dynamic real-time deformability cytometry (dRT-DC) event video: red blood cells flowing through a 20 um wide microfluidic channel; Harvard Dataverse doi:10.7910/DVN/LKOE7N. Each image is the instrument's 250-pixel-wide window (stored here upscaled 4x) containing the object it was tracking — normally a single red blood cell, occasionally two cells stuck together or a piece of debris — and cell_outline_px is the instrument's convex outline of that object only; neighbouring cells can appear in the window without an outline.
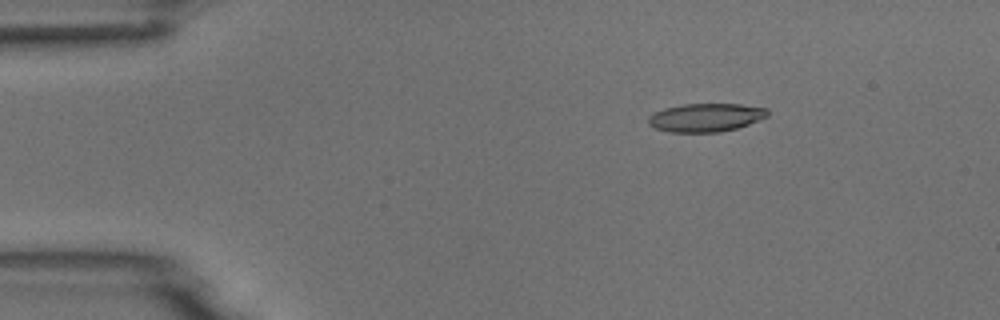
{"species": "common noctule bat (a hibernating species)", "species_latin": "Nyctalus noctula", "temperature_condition": "room temperature", "stored_images_in_passage": 4, "camera_frame_rate_fps": 3000, "um_per_image_px": 0.085, "animal": {"sex": "male", "body_mass_g": 18.8}, "frame": {"image": 1, "passage_image": 2, "time_ms": 1.333, "image_size_px": [1000, 320], "cell_outline_px": [[768, 116], [748, 124], [736, 128], [720, 132], [668, 132], [656, 128], [648, 124], [648, 116], [664, 108], [680, 104], [740, 104], [768, 108]], "centroid_in_image_um": [59.98, 9.98], "position_along_channel_um": 25.0, "area_um2": 19.71}}